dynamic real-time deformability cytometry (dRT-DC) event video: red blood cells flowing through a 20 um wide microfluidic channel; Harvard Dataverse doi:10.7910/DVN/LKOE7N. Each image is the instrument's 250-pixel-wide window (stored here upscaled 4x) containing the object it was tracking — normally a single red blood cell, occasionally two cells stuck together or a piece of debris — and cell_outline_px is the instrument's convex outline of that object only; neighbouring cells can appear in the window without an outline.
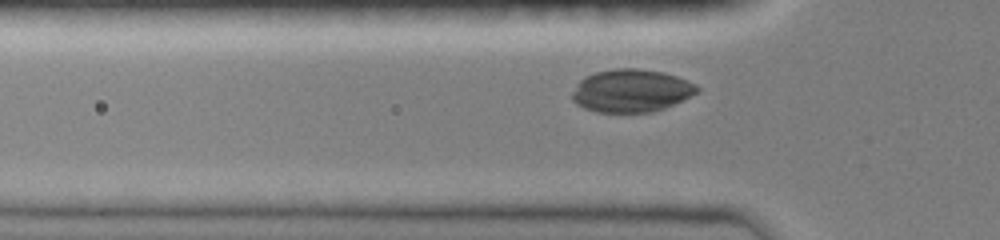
{"species": "common noctule bat (a hibernating species)", "species_latin": "Nyctalus noctula", "temperature_condition": "room temperature", "stored_images_in_passage": 59, "camera_frame_rate_fps": 3000, "um_per_image_px": 0.085, "animal": {"sex": "female", "body_mass_g": 19.0, "forearm_length_mm": 51.5}, "frame": {"image": 1, "passage_image": 10, "time_ms": 1.667, "image_size_px": [1000, 240], "cell_outline_px": [[700, 92], [664, 108], [652, 112], [596, 112], [584, 108], [576, 104], [572, 100], [572, 92], [580, 80], [584, 76], [596, 72], [616, 68], [636, 68], [660, 72], [676, 76], [688, 80], [696, 84], [700, 88]], "centroid_in_image_um": [53.66, 7.71], "position_along_channel_um": 72.1, "area_um2": 31.21}}
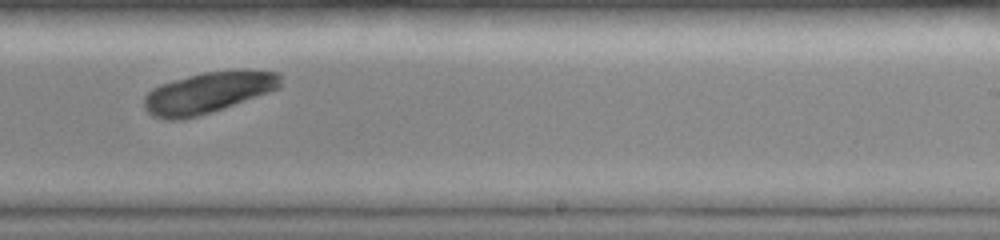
{"frame": {"image": 2, "passage_image": 35, "time_ms": 6.667, "image_size_px": [1000, 240], "cell_outline_px": [[280, 88], [224, 108], [200, 116], [180, 120], [168, 120], [152, 116], [144, 108], [144, 96], [152, 88], [160, 84], [188, 76], [204, 72], [244, 68], [280, 72]], "centroid_in_image_um": [17.7, 7.86], "position_along_channel_um": 271.3, "area_um2": 33.18}}
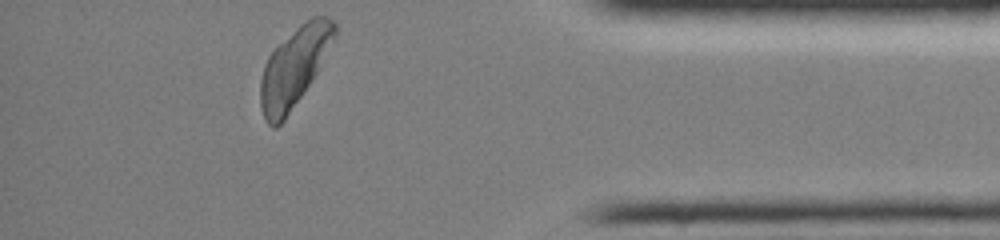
{"frame": {"image": 3, "passage_image": 58, "time_ms": 10.667, "image_size_px": [1000, 240], "cell_outline_px": [[336, 36], [316, 72], [284, 120], [276, 128], [272, 128], [264, 120], [260, 104], [260, 80], [264, 64], [268, 56], [300, 24], [312, 16], [328, 16], [336, 24]], "centroid_in_image_um": [24.98, 5.71], "position_along_channel_um": 410.2, "area_um2": 33.47}}